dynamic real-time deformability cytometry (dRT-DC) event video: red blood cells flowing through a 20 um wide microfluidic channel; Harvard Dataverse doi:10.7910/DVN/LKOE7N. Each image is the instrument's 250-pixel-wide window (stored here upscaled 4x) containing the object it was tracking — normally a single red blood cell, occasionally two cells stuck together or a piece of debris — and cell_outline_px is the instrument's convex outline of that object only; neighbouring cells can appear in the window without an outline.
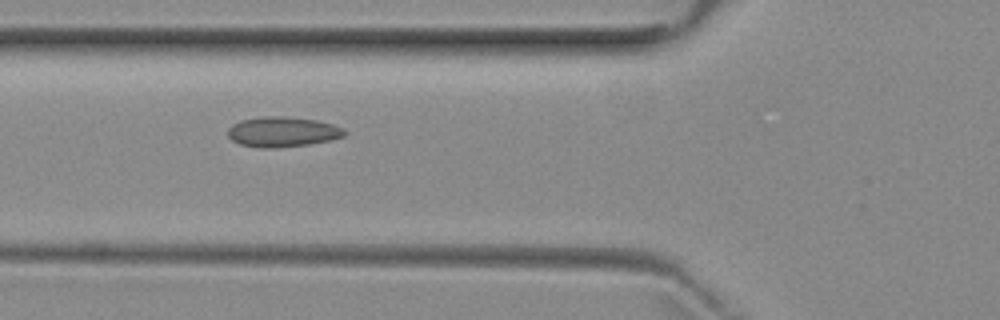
{"species": "common noctule bat (a hibernating species)", "species_latin": "Nyctalus noctula", "temperature_condition": "room temperature", "stored_images_in_passage": 3, "camera_frame_rate_fps": 3000, "um_per_image_px": 0.085, "animal": {"sex": "female", "body_mass_g": 29.2, "forearm_length_mm": 56.3}, "frame": {"image": 1, "passage_image": 3, "time_ms": 2.333, "image_size_px": [1000, 320], "cell_outline_px": [[348, 132], [344, 136], [328, 140], [308, 144], [276, 148], [260, 148], [240, 144], [232, 140], [228, 136], [228, 128], [232, 124], [240, 120], [264, 116], [284, 116], [316, 120], [332, 124], [344, 128]], "centroid_in_image_um": [24.0, 11.2], "position_along_channel_um": 101.8, "area_um2": 20.52}}